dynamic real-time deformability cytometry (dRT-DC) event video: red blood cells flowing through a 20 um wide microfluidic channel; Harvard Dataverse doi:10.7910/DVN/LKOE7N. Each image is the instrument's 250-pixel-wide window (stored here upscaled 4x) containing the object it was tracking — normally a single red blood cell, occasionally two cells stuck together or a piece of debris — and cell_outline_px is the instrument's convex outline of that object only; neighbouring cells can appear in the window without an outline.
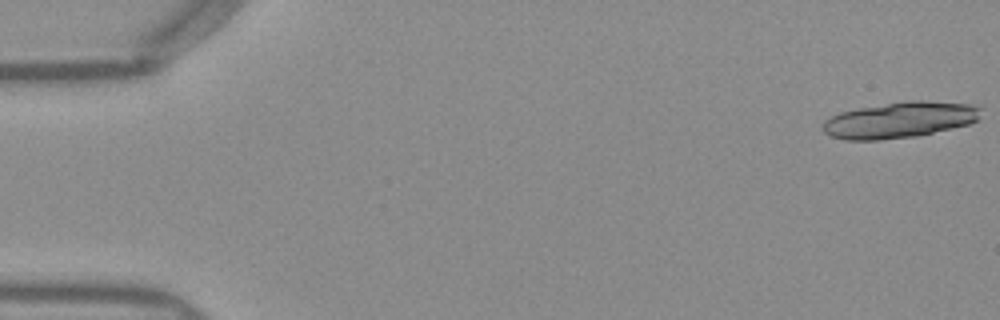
{"species": "Egyptian fruit bat (a non-hibernating species)", "species_latin": "Rousettus aegyptiacus", "temperature_condition": "warm", "stored_images_in_passage": 18, "camera_frame_rate_fps": 3000, "um_per_image_px": 0.085, "frame": {"image": 1, "passage_image": 1, "time_ms": 0.0, "image_size_px": [1000, 320], "cell_outline_px": [[984, 108], [980, 120], [968, 124], [952, 128], [916, 136], [880, 140], [844, 140], [832, 136], [824, 132], [820, 128], [820, 124], [824, 120], [840, 112], [856, 108], [904, 100], [924, 100], [972, 104]], "centroid_in_image_um": [76.49, 10.18], "position_along_channel_um": 8.5, "area_um2": 33.81}}